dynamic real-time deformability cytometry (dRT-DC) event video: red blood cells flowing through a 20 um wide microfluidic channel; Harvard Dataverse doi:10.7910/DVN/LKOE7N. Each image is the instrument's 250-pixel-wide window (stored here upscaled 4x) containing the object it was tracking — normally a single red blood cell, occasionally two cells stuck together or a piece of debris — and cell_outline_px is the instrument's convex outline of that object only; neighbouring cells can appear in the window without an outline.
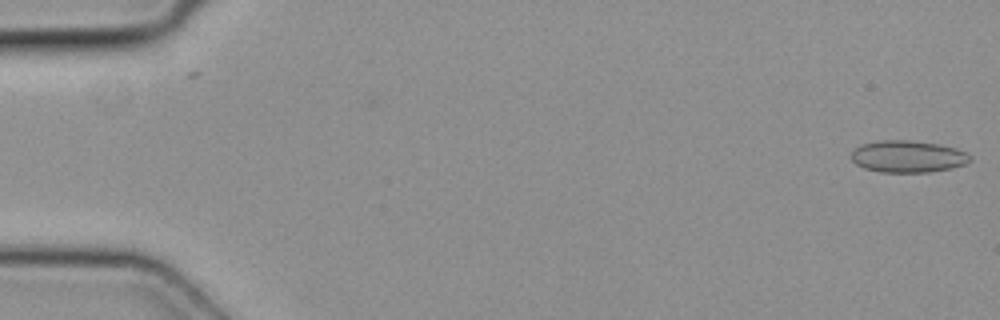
{"species": "common noctule bat (a hibernating species)", "species_latin": "Nyctalus noctula", "temperature_condition": "cold", "stored_images_in_passage": 5, "camera_frame_rate_fps": 3000, "um_per_image_px": 0.085, "animal": {"sex": "female", "body_mass_g": 19.3, "forearm_length_mm": 54.1}, "frame": {"image": 1, "passage_image": 1, "time_ms": 0.0, "image_size_px": [1000, 320], "cell_outline_px": [[972, 160], [968, 164], [952, 168], [928, 172], [880, 172], [864, 168], [856, 164], [852, 160], [852, 152], [860, 144], [880, 140], [908, 140], [940, 144], [956, 148], [968, 152], [972, 156]], "centroid_in_image_um": [77.22, 13.3], "position_along_channel_um": 7.8, "area_um2": 22.37}}
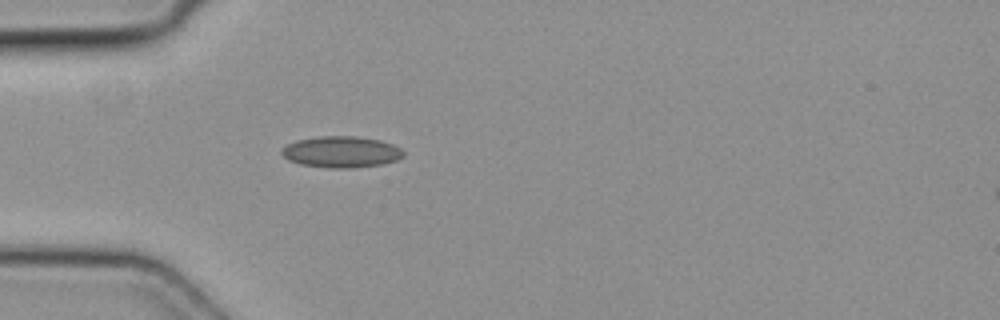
{"frame": {"image": 2, "passage_image": 5, "time_ms": 1.333, "image_size_px": [1000, 320], "cell_outline_px": [[404, 156], [396, 160], [384, 164], [352, 168], [328, 168], [300, 164], [288, 160], [280, 152], [280, 148], [296, 140], [320, 136], [356, 136], [380, 140], [392, 144], [400, 148], [404, 152]], "centroid_in_image_um": [29.0, 12.91], "position_along_channel_um": 56.0, "area_um2": 22.37}}